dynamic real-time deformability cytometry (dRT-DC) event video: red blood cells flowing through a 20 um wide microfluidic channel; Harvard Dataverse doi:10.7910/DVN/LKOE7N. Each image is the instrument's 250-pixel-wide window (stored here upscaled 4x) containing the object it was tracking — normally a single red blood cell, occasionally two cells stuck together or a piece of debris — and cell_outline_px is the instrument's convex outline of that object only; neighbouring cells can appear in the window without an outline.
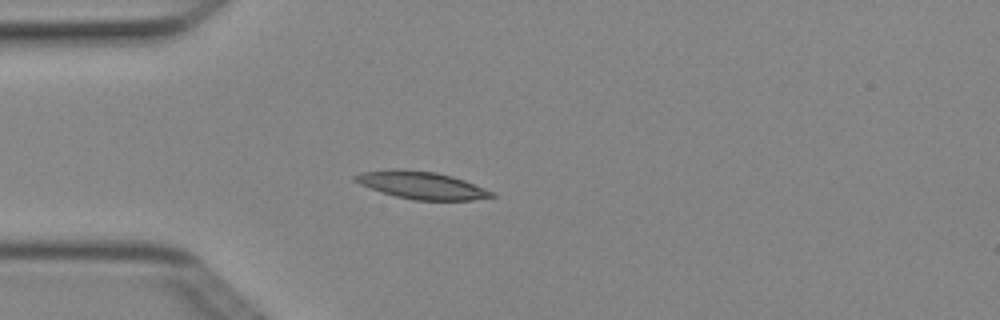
{"species": "Egyptian fruit bat (a non-hibernating species)", "species_latin": "Rousettus aegyptiacus", "temperature_condition": "cold", "stored_images_in_passage": 4, "camera_frame_rate_fps": 3000, "um_per_image_px": 0.085, "animal": {"sex": "female"}, "frame": {"image": 1, "passage_image": 3, "time_ms": 0.667, "image_size_px": [1000, 320], "cell_outline_px": [[496, 196], [472, 200], [412, 200], [396, 196], [360, 184], [352, 180], [352, 176], [360, 172], [392, 168], [400, 168], [436, 172], [452, 176], [464, 180], [492, 192]], "centroid_in_image_um": [35.78, 15.72], "position_along_channel_um": 49.2, "area_um2": 21.79}}